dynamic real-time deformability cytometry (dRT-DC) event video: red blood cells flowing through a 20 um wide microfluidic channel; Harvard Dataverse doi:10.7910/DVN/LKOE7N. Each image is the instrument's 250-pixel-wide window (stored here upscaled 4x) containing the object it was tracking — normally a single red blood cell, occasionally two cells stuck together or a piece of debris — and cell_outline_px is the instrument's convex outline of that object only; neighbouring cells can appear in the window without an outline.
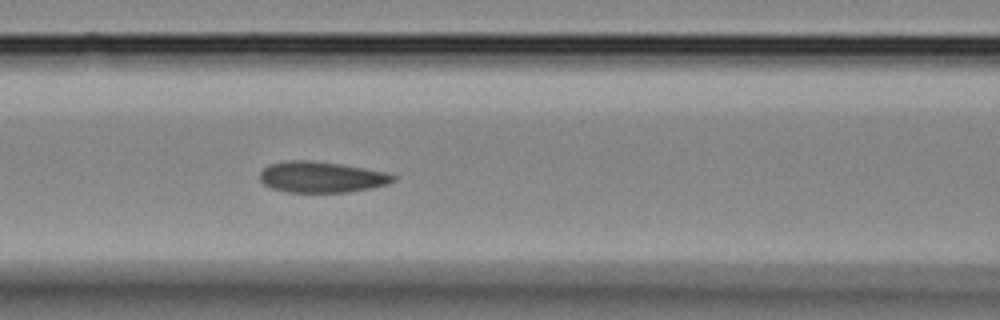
{"species": "Egyptian fruit bat (a non-hibernating species)", "species_latin": "Rousettus aegyptiacus", "temperature_condition": "room temperature", "stored_images_in_passage": 31, "camera_frame_rate_fps": 3000, "um_per_image_px": 0.085, "animal": {"sex": "female"}, "frame": {"image": 1, "passage_image": 7, "time_ms": 2.0, "image_size_px": [1000, 320], "cell_outline_px": [[396, 180], [388, 184], [372, 188], [348, 192], [288, 192], [272, 188], [264, 184], [260, 180], [260, 172], [268, 164], [288, 160], [312, 160], [340, 164], [364, 168], [384, 172], [396, 176]], "centroid_in_image_um": [27.32, 15.05], "position_along_channel_um": 139.3, "area_um2": 24.1}}
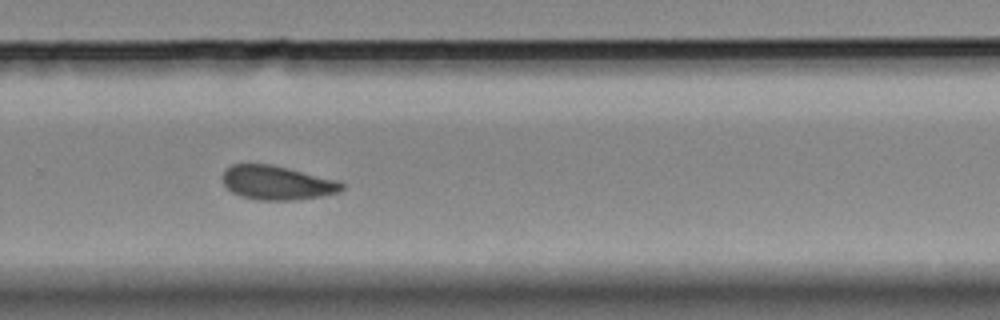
{"frame": {"image": 2, "passage_image": 17, "time_ms": 5.333, "image_size_px": [1000, 320], "cell_outline_px": [[344, 188], [336, 192], [320, 196], [296, 200], [256, 200], [240, 196], [232, 192], [224, 184], [220, 176], [224, 168], [232, 164], [272, 164], [340, 180], [344, 184]], "centroid_in_image_um": [23.51, 15.52], "position_along_channel_um": 306.3, "area_um2": 23.99}}
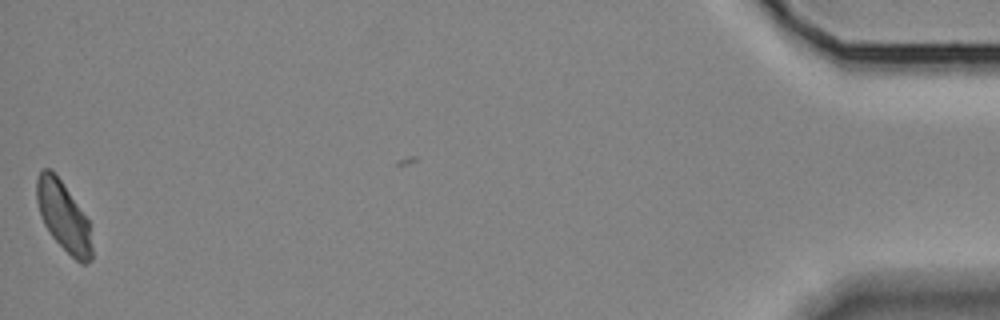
{"frame": {"image": 3, "passage_image": 30, "time_ms": 9.667, "image_size_px": [1000, 320], "cell_outline_px": [[92, 260], [84, 264], [80, 264], [52, 236], [44, 224], [40, 216], [36, 200], [36, 180], [40, 172], [44, 168], [48, 168], [60, 180], [88, 220], [92, 248]], "centroid_in_image_um": [5.38, 18.42], "position_along_channel_um": 429.8, "area_um2": 21.85}}